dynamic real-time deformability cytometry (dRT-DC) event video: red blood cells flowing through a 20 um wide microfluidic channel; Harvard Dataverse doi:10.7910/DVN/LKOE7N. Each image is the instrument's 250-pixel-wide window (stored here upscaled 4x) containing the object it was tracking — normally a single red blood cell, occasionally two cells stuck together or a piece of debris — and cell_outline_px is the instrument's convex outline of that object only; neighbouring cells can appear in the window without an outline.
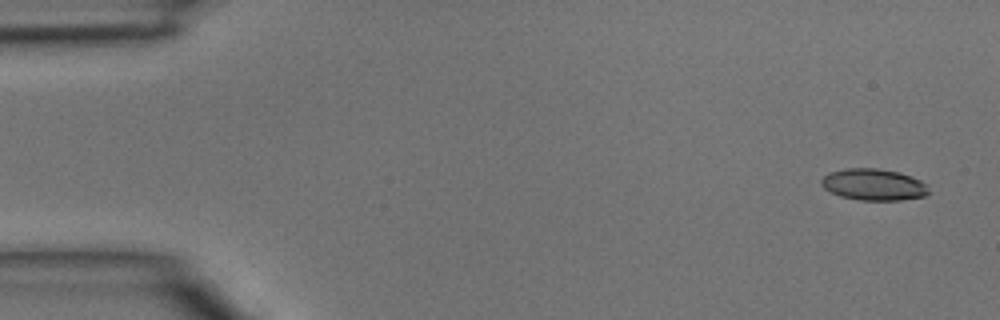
{"species": "common noctule bat (a hibernating species)", "species_latin": "Nyctalus noctula", "temperature_condition": "room temperature", "stored_images_in_passage": 5, "segment_of_instrument_passage": [1, 2], "camera_frame_rate_fps": 3000, "um_per_image_px": 0.085, "animal": {"sex": "male", "body_mass_g": 15.6}, "frame": {"image": 1, "passage_image": 1, "time_ms": 0.0, "image_size_px": [1000, 320], "cell_outline_px": [[928, 192], [924, 196], [900, 200], [860, 200], [840, 196], [824, 188], [820, 184], [820, 180], [828, 172], [844, 168], [876, 168], [896, 172], [912, 176], [920, 180], [924, 184]], "centroid_in_image_um": [74.2, 15.68], "position_along_channel_um": 10.8, "area_um2": 19.59}}
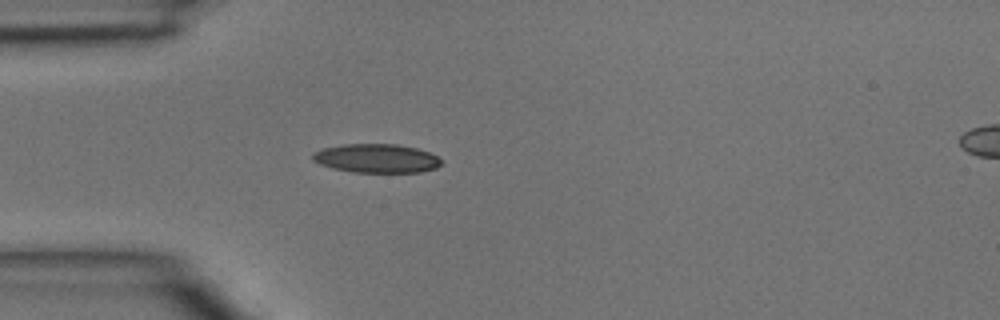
{"frame": {"image": 2, "passage_image": 4, "time_ms": 1.0, "image_size_px": [1000, 320], "cell_outline_px": [[444, 164], [436, 168], [420, 172], [352, 172], [332, 168], [320, 164], [312, 160], [312, 152], [324, 148], [344, 144], [396, 144], [416, 148], [428, 152], [444, 160]], "centroid_in_image_um": [32.02, 13.46], "position_along_channel_um": 53.0, "area_um2": 21.73}}